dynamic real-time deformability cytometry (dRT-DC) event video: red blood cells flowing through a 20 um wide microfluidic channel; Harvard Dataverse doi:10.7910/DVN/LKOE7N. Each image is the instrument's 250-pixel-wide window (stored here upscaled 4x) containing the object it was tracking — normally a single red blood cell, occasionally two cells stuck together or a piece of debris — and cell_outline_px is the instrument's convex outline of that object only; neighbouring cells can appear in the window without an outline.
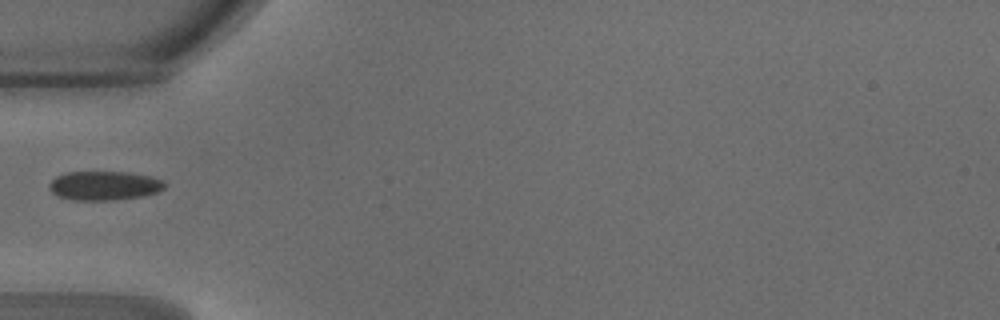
{"species": "common noctule bat (a hibernating species)", "species_latin": "Nyctalus noctula", "temperature_condition": "warm", "stored_images_in_passage": 33, "camera_frame_rate_fps": 3000, "um_per_image_px": 0.085, "animal": {"sex": "male", "body_mass_g": 18.8}, "frame": {"image": 1, "passage_image": 1, "time_ms": 0.0, "image_size_px": [1000, 320], "cell_outline_px": [[164, 188], [156, 192], [144, 196], [112, 200], [72, 200], [56, 196], [48, 188], [48, 184], [56, 176], [64, 172], [128, 172], [152, 176], [164, 180]], "centroid_in_image_um": [8.83, 15.78], "position_along_channel_um": 76.2, "area_um2": 19.77}}
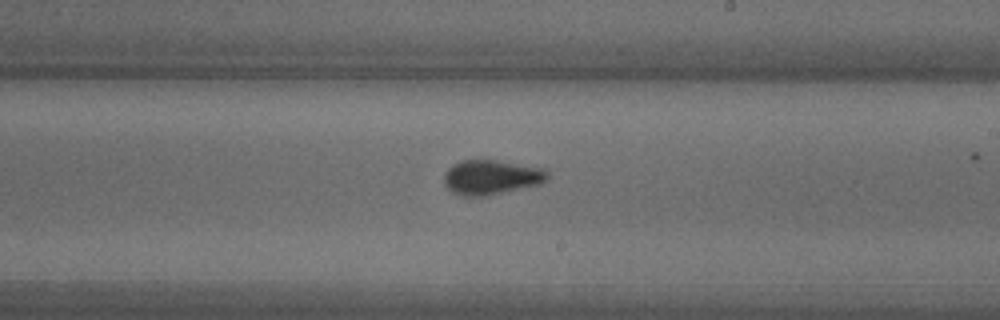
{"frame": {"image": 2, "passage_image": 13, "time_ms": 4.0, "image_size_px": [1000, 320], "cell_outline_px": [[548, 180], [540, 184], [488, 196], [460, 196], [452, 192], [444, 184], [444, 172], [452, 164], [464, 160], [496, 160], [544, 168], [548, 172]], "centroid_in_image_um": [41.75, 15.07], "position_along_channel_um": 247.2, "area_um2": 21.1}}
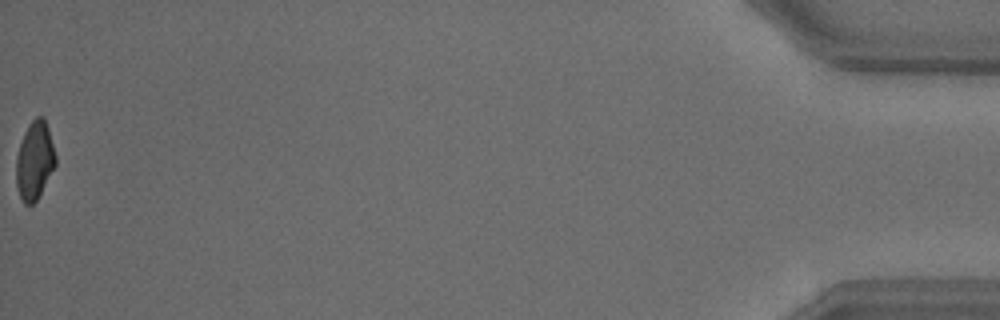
{"frame": {"image": 3, "passage_image": 33, "time_ms": 10.667, "image_size_px": [1000, 320], "cell_outline_px": [[56, 164], [36, 200], [32, 204], [24, 204], [20, 196], [16, 184], [16, 156], [24, 132], [28, 124], [36, 116], [44, 116], [48, 128], [56, 156]], "centroid_in_image_um": [2.93, 13.61], "position_along_channel_um": 432.3, "area_um2": 17.8}}